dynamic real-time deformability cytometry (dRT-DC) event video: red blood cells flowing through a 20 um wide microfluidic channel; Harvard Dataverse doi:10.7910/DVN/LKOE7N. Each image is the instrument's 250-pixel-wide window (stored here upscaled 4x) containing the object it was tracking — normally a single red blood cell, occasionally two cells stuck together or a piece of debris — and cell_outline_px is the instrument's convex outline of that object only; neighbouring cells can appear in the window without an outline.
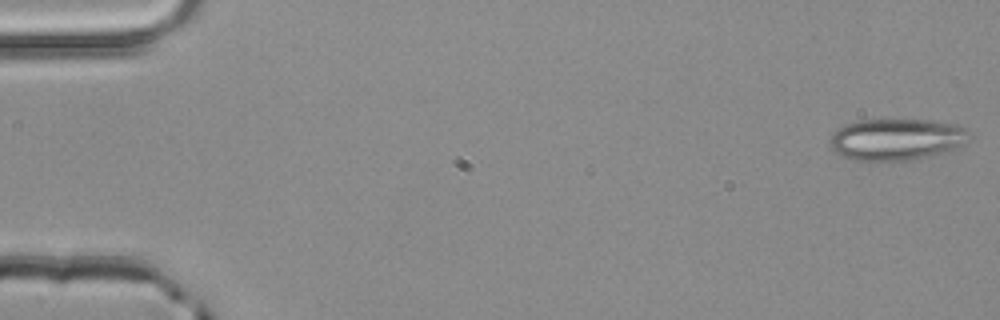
{"species": "common noctule bat (a hibernating species)", "species_latin": "Nyctalus noctula", "temperature_condition": "room temperature", "stored_images_in_passage": 40, "camera_frame_rate_fps": 3000, "um_per_image_px": 0.085, "animal": {"sex": "male", "body_mass_g": 20.4}, "frame": {"image": 1, "passage_image": 1, "time_ms": 0.0, "image_size_px": [1000, 320], "cell_outline_px": [[972, 136], [964, 144], [940, 152], [924, 156], [904, 160], [852, 160], [840, 156], [832, 148], [832, 136], [840, 128], [848, 124], [860, 120], [932, 120], [956, 124], [964, 128]], "centroid_in_image_um": [76.22, 11.83], "position_along_channel_um": 8.8, "area_um2": 33.0}}